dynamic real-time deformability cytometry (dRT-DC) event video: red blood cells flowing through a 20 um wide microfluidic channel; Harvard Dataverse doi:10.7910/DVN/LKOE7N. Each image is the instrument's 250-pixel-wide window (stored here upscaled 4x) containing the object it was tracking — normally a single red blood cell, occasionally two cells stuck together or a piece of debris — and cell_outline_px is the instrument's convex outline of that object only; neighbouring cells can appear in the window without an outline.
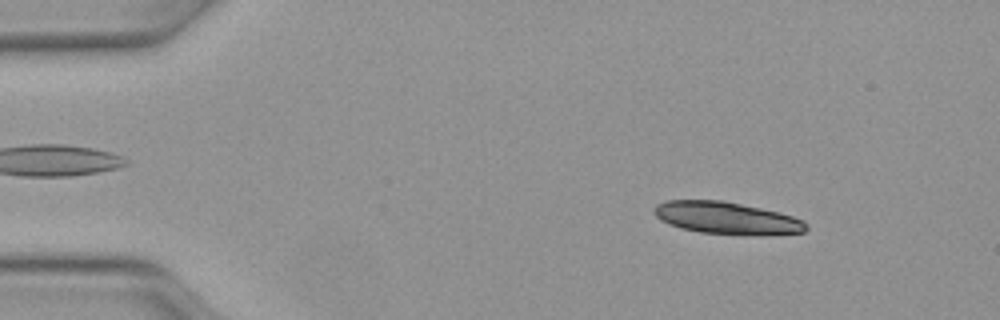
{"species": "Egyptian fruit bat (a non-hibernating species)", "species_latin": "Rousettus aegyptiacus", "temperature_condition": "warm", "stored_images_in_passage": 49, "segment_of_instrument_passage": [1, 2], "camera_frame_rate_fps": 3000, "um_per_image_px": 0.085, "animal": {"sex": "female"}, "frame": {"image": 1, "passage_image": 7, "time_ms": 2.0, "image_size_px": [1000, 320], "cell_outline_px": [[808, 228], [804, 232], [760, 236], [700, 232], [680, 228], [668, 224], [660, 220], [652, 212], [652, 208], [656, 204], [668, 200], [724, 200], [760, 208], [792, 216], [804, 220], [808, 224]], "centroid_in_image_um": [61.76, 18.54], "position_along_channel_um": 23.2, "area_um2": 28.84}}